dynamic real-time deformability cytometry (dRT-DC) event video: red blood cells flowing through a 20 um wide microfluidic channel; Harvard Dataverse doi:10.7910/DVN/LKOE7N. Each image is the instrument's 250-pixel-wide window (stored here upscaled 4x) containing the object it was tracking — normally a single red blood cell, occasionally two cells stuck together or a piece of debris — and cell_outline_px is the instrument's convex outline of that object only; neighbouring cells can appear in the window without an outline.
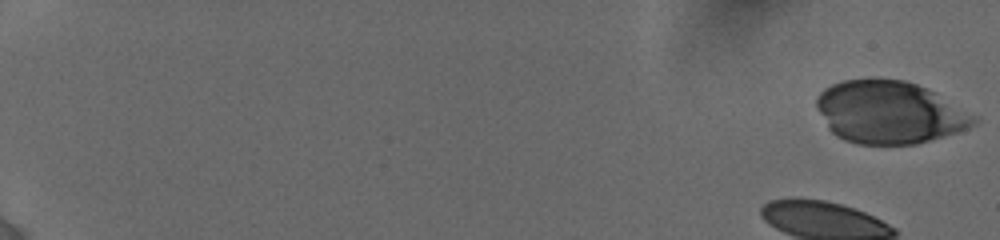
{"species": "human", "species_latin": "Homo sapiens", "temperature_condition": "cold", "stored_images_in_passage": 27, "camera_frame_rate_fps": 3000, "um_per_image_px": 0.085, "donor": {"sex": "female"}, "frame": {"image": 1, "passage_image": 1, "time_ms": 0.0, "image_size_px": [1000, 240], "cell_outline_px": [[980, 120], [976, 124], [968, 128], [944, 136], [916, 144], [856, 144], [844, 140], [836, 136], [828, 128], [816, 108], [816, 96], [824, 88], [840, 80], [872, 76], [876, 76], [904, 80], [928, 88], [980, 116]], "centroid_in_image_um": [75.61, 9.51], "position_along_channel_um": 9.4, "area_um2": 58.67}}